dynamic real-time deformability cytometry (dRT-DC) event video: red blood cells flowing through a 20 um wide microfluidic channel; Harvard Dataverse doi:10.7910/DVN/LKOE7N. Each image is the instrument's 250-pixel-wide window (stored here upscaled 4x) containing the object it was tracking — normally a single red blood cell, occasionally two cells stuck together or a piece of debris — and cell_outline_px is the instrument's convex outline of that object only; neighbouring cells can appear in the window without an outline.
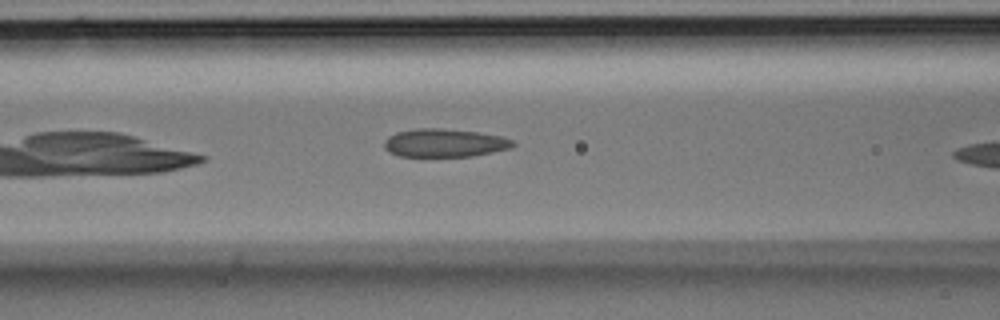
{"species": "Egyptian fruit bat (a non-hibernating species)", "species_latin": "Rousettus aegyptiacus", "temperature_condition": "room temperature", "stored_images_in_passage": 6, "segment_of_instrument_passage": [1, 2], "camera_frame_rate_fps": 3000, "um_per_image_px": 0.085, "animal": {"sex": "male"}, "frame": {"image": 1, "passage_image": 4, "time_ms": 1.0, "image_size_px": [1000, 320], "cell_outline_px": [[516, 144], [512, 148], [472, 156], [400, 156], [388, 152], [384, 148], [384, 140], [388, 136], [396, 132], [416, 128], [444, 128], [476, 132], [500, 136], [512, 140]], "centroid_in_image_um": [37.75, 12.14], "position_along_channel_um": 128.8, "area_um2": 21.21}}